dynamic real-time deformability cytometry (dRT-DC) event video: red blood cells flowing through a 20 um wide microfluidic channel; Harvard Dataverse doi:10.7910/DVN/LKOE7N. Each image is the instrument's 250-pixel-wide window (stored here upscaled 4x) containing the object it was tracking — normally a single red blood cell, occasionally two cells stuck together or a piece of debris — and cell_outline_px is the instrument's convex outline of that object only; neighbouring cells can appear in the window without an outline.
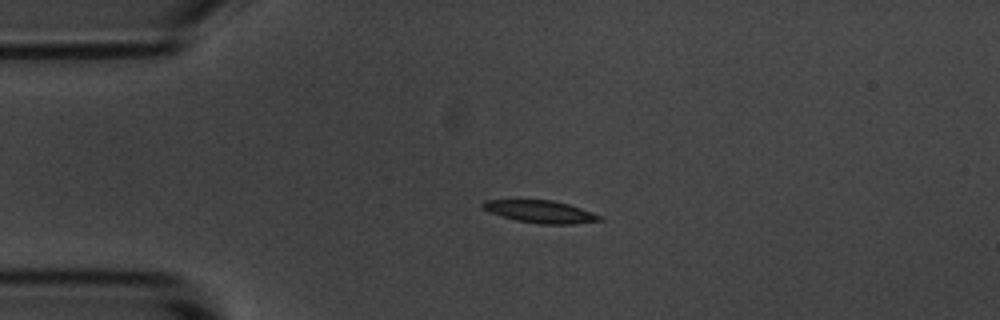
{"species": "common noctule bat (a hibernating species)", "species_latin": "Nyctalus noctula", "temperature_condition": "room temperature", "stored_images_in_passage": 4, "camera_frame_rate_fps": 3000, "um_per_image_px": 0.085, "animal": {"sex": "male", "body_mass_g": 20.1, "forearm_length_mm": 53.5}, "frame": {"image": 1, "passage_image": 2, "time_ms": 2.0, "image_size_px": [1000, 320], "cell_outline_px": [[604, 220], [572, 224], [540, 224], [516, 220], [500, 216], [488, 212], [480, 204], [484, 200], [552, 200], [568, 204], [604, 216]], "centroid_in_image_um": [45.95, 17.99], "position_along_channel_um": 39.1, "area_um2": 15.32}}